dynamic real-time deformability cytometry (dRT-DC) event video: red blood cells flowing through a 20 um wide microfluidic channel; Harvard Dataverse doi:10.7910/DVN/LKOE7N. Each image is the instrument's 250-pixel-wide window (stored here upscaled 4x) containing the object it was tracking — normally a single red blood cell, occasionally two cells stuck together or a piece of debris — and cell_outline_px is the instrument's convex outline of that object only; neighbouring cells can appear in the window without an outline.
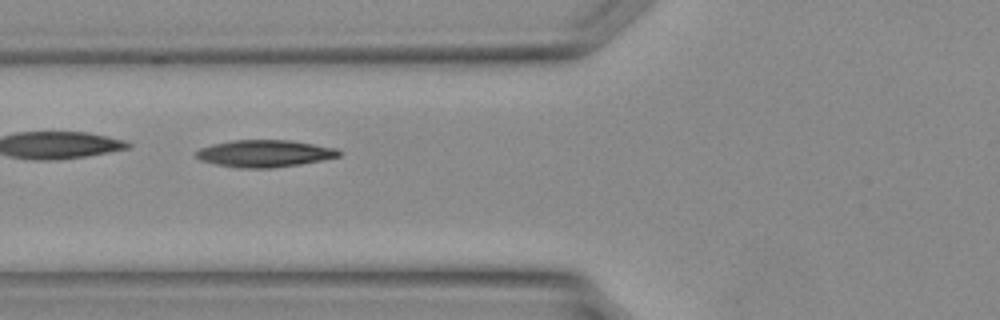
{"species": "Egyptian fruit bat (a non-hibernating species)", "species_latin": "Rousettus aegyptiacus", "temperature_condition": "warm", "stored_images_in_passage": 25, "camera_frame_rate_fps": 3000, "um_per_image_px": 0.085, "animal": {"sex": "female"}, "frame": {"image": 1, "passage_image": 4, "time_ms": 1.0, "image_size_px": [1000, 320], "cell_outline_px": [[340, 156], [300, 164], [272, 168], [236, 168], [216, 164], [200, 160], [196, 156], [196, 152], [200, 148], [212, 144], [232, 140], [292, 140], [336, 148], [340, 152]], "centroid_in_image_um": [22.47, 13.04], "position_along_channel_um": 103.3, "area_um2": 22.48}}